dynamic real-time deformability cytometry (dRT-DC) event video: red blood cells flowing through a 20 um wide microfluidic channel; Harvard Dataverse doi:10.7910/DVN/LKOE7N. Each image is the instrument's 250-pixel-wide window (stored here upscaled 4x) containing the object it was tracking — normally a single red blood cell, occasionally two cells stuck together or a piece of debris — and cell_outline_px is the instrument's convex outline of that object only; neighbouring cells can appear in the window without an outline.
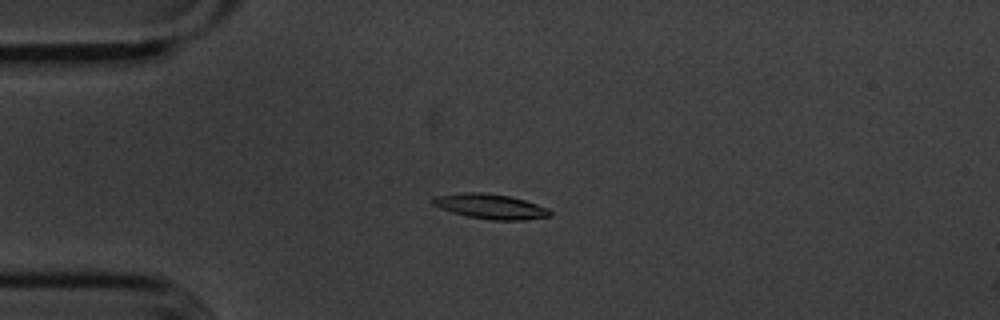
{"species": "common noctule bat (a hibernating species)", "species_latin": "Nyctalus noctula", "temperature_condition": "cold", "stored_images_in_passage": 47, "camera_frame_rate_fps": 3000, "um_per_image_px": 0.085, "animal": {"sex": "male", "body_mass_g": 20.1, "forearm_length_mm": 53.5}, "frame": {"image": 1, "passage_image": 5, "time_ms": 1.333, "image_size_px": [1000, 320], "cell_outline_px": [[552, 216], [524, 220], [492, 220], [468, 216], [452, 212], [440, 208], [432, 204], [432, 196], [464, 192], [480, 192], [508, 196], [524, 200], [548, 208], [552, 212]], "centroid_in_image_um": [41.68, 17.54], "position_along_channel_um": 43.3, "area_um2": 16.99}}
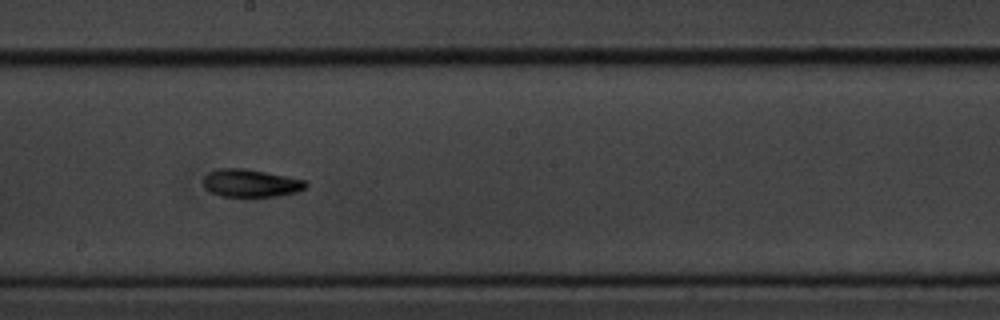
{"frame": {"image": 2, "passage_image": 22, "time_ms": 7.0, "image_size_px": [1000, 320], "cell_outline_px": [[308, 184], [304, 188], [296, 192], [276, 196], [252, 200], [248, 200], [220, 196], [204, 188], [204, 176], [208, 172], [220, 168], [244, 168], [304, 180]], "centroid_in_image_um": [21.26, 15.62], "position_along_channel_um": 226.9, "area_um2": 17.17}}
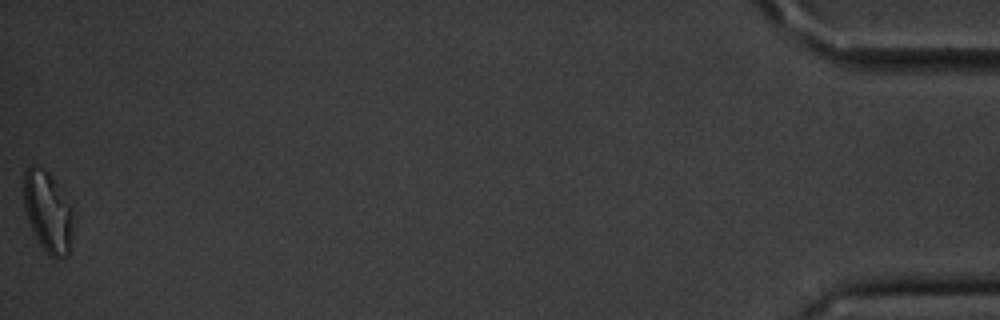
{"frame": {"image": 3, "passage_image": 47, "time_ms": 15.333, "image_size_px": [1000, 320], "cell_outline_px": [[72, 236], [68, 256], [56, 260], [40, 244], [28, 224], [24, 208], [24, 172], [28, 164], [32, 164], [48, 172], [72, 208]], "centroid_in_image_um": [4.05, 18.02], "position_along_channel_um": 431.2, "area_um2": 23.18}, "authors_computed_cell_mechanics": {"area_um2": 16.4152, "velocity_mm_per_s": 3.5989, "shape_relaxation_time_tau1_ms": 2.788, "shape_relaxation_time_tau2_ms": 10.0487, "deformation_change_tau1": 0.1113, "deformation_change_tau2": 0.1883}}